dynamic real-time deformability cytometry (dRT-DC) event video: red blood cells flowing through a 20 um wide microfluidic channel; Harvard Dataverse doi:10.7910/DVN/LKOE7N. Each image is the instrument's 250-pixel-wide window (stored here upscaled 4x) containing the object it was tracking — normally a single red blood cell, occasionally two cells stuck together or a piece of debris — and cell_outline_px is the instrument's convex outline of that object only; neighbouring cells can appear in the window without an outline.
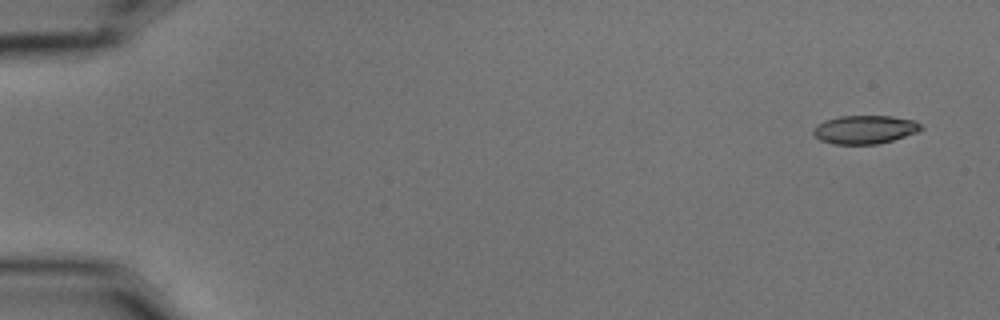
{"species": "common noctule bat (a hibernating species)", "species_latin": "Nyctalus noctula", "temperature_condition": "cold", "stored_images_in_passage": 5, "camera_frame_rate_fps": 3000, "um_per_image_px": 0.085, "animal": {"sex": "male", "body_mass_g": 15.6}, "frame": {"image": 1, "passage_image": 1, "time_ms": 0.0, "image_size_px": [1000, 320], "cell_outline_px": [[924, 128], [916, 132], [892, 140], [876, 144], [832, 144], [820, 140], [812, 132], [812, 128], [816, 124], [824, 120], [840, 116], [892, 116], [912, 120], [920, 124]], "centroid_in_image_um": [73.45, 11.01], "position_along_channel_um": 11.6, "area_um2": 17.8}}